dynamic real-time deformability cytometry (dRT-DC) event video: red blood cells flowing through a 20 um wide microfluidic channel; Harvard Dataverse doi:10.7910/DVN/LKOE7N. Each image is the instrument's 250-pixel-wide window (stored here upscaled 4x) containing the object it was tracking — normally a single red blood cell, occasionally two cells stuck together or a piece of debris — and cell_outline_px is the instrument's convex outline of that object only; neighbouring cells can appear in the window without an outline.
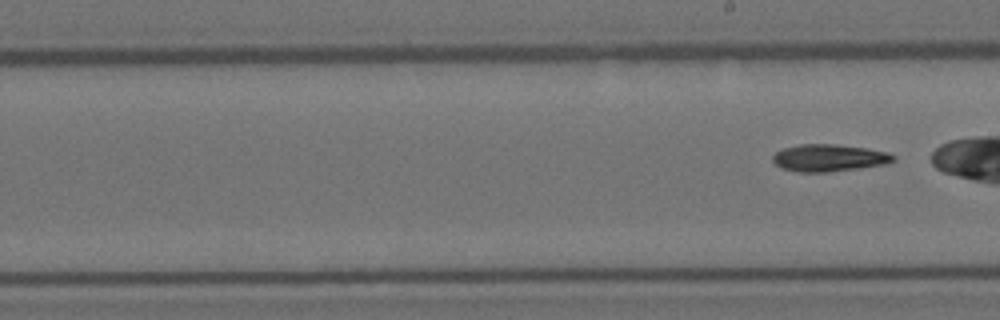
{"species": "Egyptian fruit bat (a non-hibernating species)", "species_latin": "Rousettus aegyptiacus", "temperature_condition": "room temperature", "stored_images_in_passage": 6, "segment_of_instrument_passage": [2, 2], "camera_frame_rate_fps": 3000, "um_per_image_px": 0.085, "animal": {"sex": "female"}, "frame": {"image": 1, "passage_image": 6, "time_ms": 1.667, "image_size_px": [1000, 320], "cell_outline_px": [[896, 160], [884, 164], [860, 168], [824, 172], [796, 172], [780, 168], [772, 160], [772, 156], [776, 152], [784, 148], [800, 144], [836, 144], [864, 148], [888, 152], [896, 156]], "centroid_in_image_um": [70.45, 13.42], "position_along_channel_um": 218.6, "area_um2": 19.07}}